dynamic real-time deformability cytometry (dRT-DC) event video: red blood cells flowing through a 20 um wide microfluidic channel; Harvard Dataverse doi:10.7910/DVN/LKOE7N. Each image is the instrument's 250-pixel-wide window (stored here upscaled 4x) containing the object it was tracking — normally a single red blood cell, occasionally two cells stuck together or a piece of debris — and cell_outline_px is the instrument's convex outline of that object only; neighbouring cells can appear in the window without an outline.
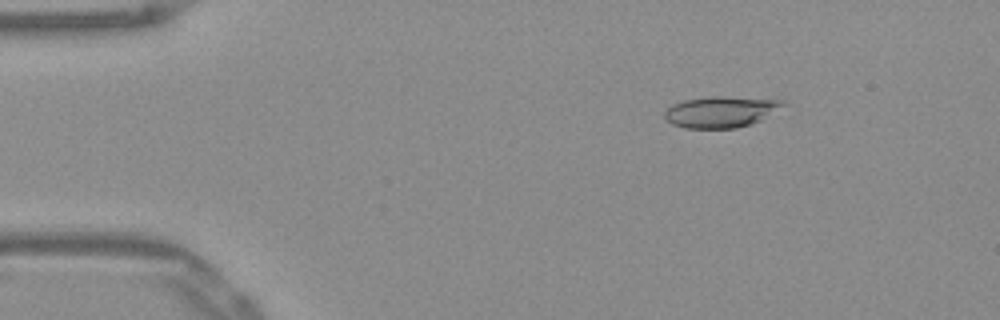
{"species": "Egyptian fruit bat (a non-hibernating species)", "species_latin": "Rousettus aegyptiacus", "temperature_condition": "warm", "stored_images_in_passage": 45, "camera_frame_rate_fps": 3000, "um_per_image_px": 0.085, "frame": {"image": 1, "passage_image": 1, "time_ms": 0.0, "image_size_px": [1000, 320], "cell_outline_px": [[788, 104], [760, 120], [736, 128], [684, 128], [672, 124], [664, 116], [664, 112], [672, 104], [684, 100], [712, 96], [720, 96], [784, 100]], "centroid_in_image_um": [61.27, 9.5], "position_along_channel_um": 23.7, "area_um2": 21.39}}
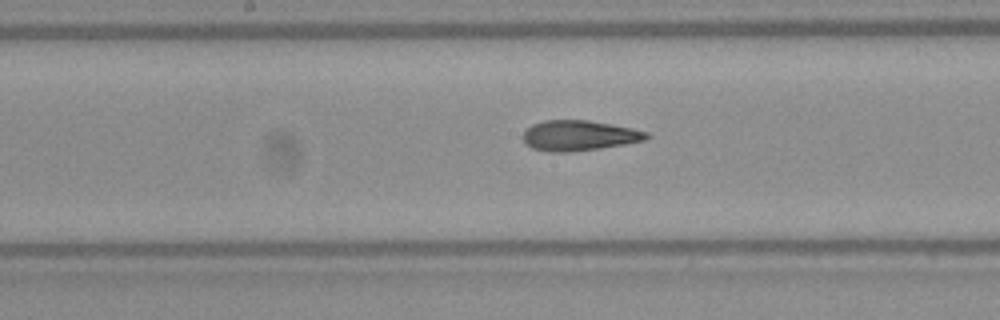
{"frame": {"image": 2, "passage_image": 20, "time_ms": 6.333, "image_size_px": [1000, 320], "cell_outline_px": [[652, 136], [644, 140], [624, 144], [600, 148], [568, 152], [552, 152], [532, 148], [524, 144], [524, 132], [532, 124], [544, 120], [588, 120], [632, 128], [648, 132]], "centroid_in_image_um": [49.22, 11.52], "position_along_channel_um": 199.0, "area_um2": 21.73}}
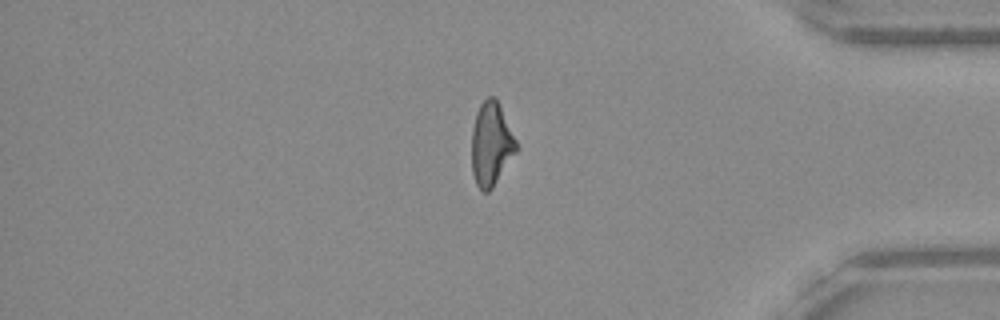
{"frame": {"image": 3, "passage_image": 37, "time_ms": 12.0, "image_size_px": [1000, 320], "cell_outline_px": [[520, 148], [492, 188], [488, 192], [484, 192], [476, 184], [472, 172], [472, 128], [476, 112], [480, 104], [488, 96], [492, 96], [496, 100]], "centroid_in_image_um": [41.75, 12.28], "position_along_channel_um": 393.5, "area_um2": 21.56}, "authors_computed_cell_mechanics": {"area_um2": 21.7906, "velocity_mm_per_s": 3.9114, "shape_relaxation_time_tau1_ms": null, "shape_relaxation_time_tau2_ms": 2.2606, "deformation_change_tau1": null, "deformation_change_tau2": 0.1094}}